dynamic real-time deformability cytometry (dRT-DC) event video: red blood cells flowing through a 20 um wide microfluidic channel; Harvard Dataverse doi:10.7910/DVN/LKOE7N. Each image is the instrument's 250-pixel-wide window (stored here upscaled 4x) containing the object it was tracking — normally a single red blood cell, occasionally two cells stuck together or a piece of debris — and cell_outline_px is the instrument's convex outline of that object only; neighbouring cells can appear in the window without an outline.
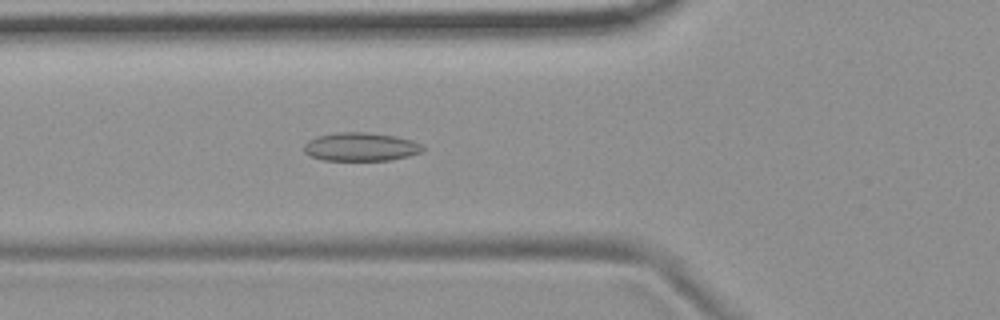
{"species": "common noctule bat (a hibernating species)", "species_latin": "Nyctalus noctula", "temperature_condition": "room temperature", "stored_images_in_passage": 39, "camera_frame_rate_fps": 3000, "um_per_image_px": 0.085, "animal": {"sex": "female", "body_mass_g": 19.9}, "frame": {"image": 1, "passage_image": 4, "time_ms": 1.0, "image_size_px": [1000, 320], "cell_outline_px": [[424, 152], [408, 156], [388, 160], [324, 160], [312, 156], [304, 152], [304, 144], [308, 140], [316, 136], [336, 132], [364, 132], [396, 136], [412, 140], [420, 144], [424, 148]], "centroid_in_image_um": [30.66, 12.47], "position_along_channel_um": 95.1, "area_um2": 19.71}}
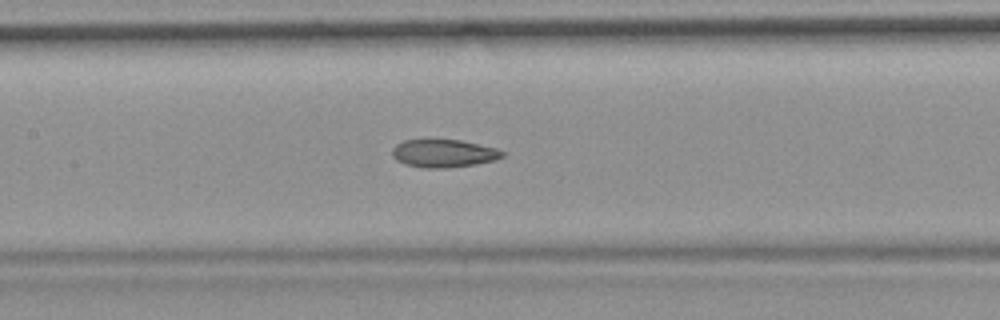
{"frame": {"image": 2, "passage_image": 10, "time_ms": 3.0, "image_size_px": [1000, 320], "cell_outline_px": [[504, 156], [496, 160], [476, 164], [448, 168], [424, 168], [404, 164], [396, 160], [392, 156], [392, 148], [396, 144], [404, 140], [460, 140], [496, 148], [504, 152]], "centroid_in_image_um": [37.7, 13.05], "position_along_channel_um": 169.7, "area_um2": 17.98}}
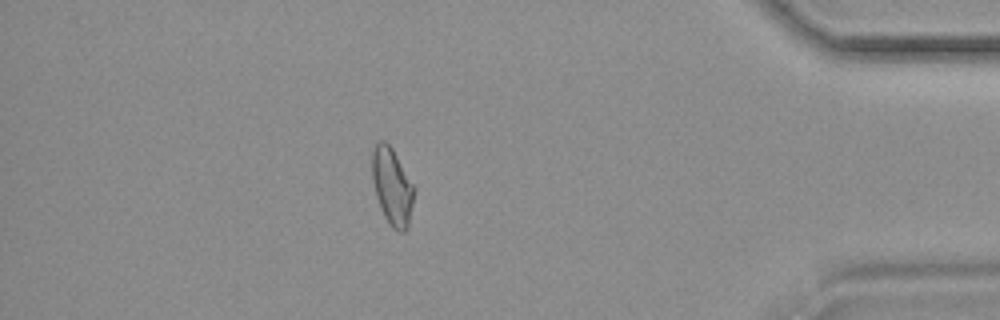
{"frame": {"image": 3, "passage_image": 32, "time_ms": 10.333, "image_size_px": [1000, 320], "cell_outline_px": [[416, 188], [408, 228], [404, 232], [400, 232], [392, 228], [384, 216], [380, 208], [376, 196], [372, 180], [372, 152], [376, 144], [380, 140], [384, 140], [392, 148]], "centroid_in_image_um": [33.34, 15.87], "position_along_channel_um": 401.9, "area_um2": 19.02}, "authors_computed_cell_mechanics": {"area_um2": 18.5538, "velocity_mm_per_s": 3.7081, "shape_relaxation_time_tau1_ms": null, "shape_relaxation_time_tau2_ms": 2.3227, "deformation_change_tau1": null, "deformation_change_tau2": 0.0868}}